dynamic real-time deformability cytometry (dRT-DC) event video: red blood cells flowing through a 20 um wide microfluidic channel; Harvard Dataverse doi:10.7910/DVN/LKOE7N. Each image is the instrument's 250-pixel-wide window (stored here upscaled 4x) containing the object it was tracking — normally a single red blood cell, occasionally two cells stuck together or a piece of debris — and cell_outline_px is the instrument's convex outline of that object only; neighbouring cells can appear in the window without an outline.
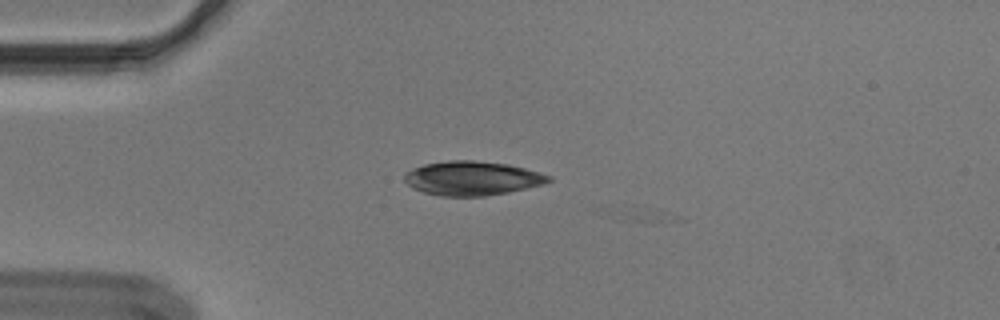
{"species": "Egyptian fruit bat (a non-hibernating species)", "species_latin": "Rousettus aegyptiacus", "temperature_condition": "cold", "stored_images_in_passage": 6, "camera_frame_rate_fps": 3000, "um_per_image_px": 0.085, "animal": {"sex": "male"}, "frame": {"image": 1, "passage_image": 1, "time_ms": 0.0, "image_size_px": [1000, 320], "cell_outline_px": [[552, 180], [544, 184], [508, 192], [484, 196], [440, 196], [424, 192], [412, 188], [404, 180], [404, 176], [412, 168], [424, 164], [448, 160], [472, 160], [508, 164], [524, 168], [552, 176]], "centroid_in_image_um": [40.13, 15.15], "position_along_channel_um": 44.9, "area_um2": 28.61}}